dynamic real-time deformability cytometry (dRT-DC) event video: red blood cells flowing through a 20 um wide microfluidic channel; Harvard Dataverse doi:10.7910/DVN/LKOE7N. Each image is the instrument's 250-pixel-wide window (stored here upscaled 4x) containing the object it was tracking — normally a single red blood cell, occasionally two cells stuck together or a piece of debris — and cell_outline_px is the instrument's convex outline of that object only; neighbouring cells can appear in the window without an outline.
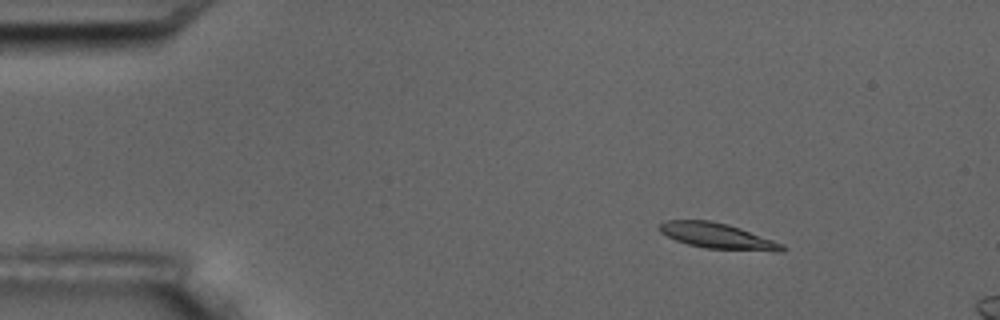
{"species": "common noctule bat (a hibernating species)", "species_latin": "Nyctalus noctula", "temperature_condition": "room temperature", "stored_images_in_passage": 4, "camera_frame_rate_fps": 3000, "um_per_image_px": 0.085, "animal": {"sex": "male", "body_mass_g": 17.5, "forearm_length_mm": 52.3}, "frame": {"image": 1, "passage_image": 2, "time_ms": 1.0, "image_size_px": [1000, 320], "cell_outline_px": [[784, 252], [776, 252], [704, 248], [688, 244], [676, 240], [660, 232], [656, 228], [660, 224], [668, 220], [712, 220], [728, 224], [740, 228], [784, 244]], "centroid_in_image_um": [61.0, 20.06], "position_along_channel_um": 24.0, "area_um2": 18.38}}